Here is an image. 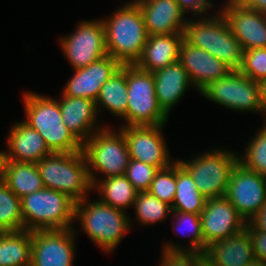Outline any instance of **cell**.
Segmentation results:
<instances>
[{"label":"cell","instance_id":"obj_1","mask_svg":"<svg viewBox=\"0 0 266 266\" xmlns=\"http://www.w3.org/2000/svg\"><path fill=\"white\" fill-rule=\"evenodd\" d=\"M101 19L105 27L107 54L121 65L136 64L142 56L148 33L139 5L131 0Z\"/></svg>","mask_w":266,"mask_h":266},{"label":"cell","instance_id":"obj_2","mask_svg":"<svg viewBox=\"0 0 266 266\" xmlns=\"http://www.w3.org/2000/svg\"><path fill=\"white\" fill-rule=\"evenodd\" d=\"M210 14L212 16L199 15L198 19H187L183 30L184 40L206 50L231 70H239L244 54L242 45L219 10L216 14Z\"/></svg>","mask_w":266,"mask_h":266},{"label":"cell","instance_id":"obj_3","mask_svg":"<svg viewBox=\"0 0 266 266\" xmlns=\"http://www.w3.org/2000/svg\"><path fill=\"white\" fill-rule=\"evenodd\" d=\"M22 99L26 114V120L23 121L43 137L52 153L83 150V144L64 124L57 99L27 91Z\"/></svg>","mask_w":266,"mask_h":266},{"label":"cell","instance_id":"obj_4","mask_svg":"<svg viewBox=\"0 0 266 266\" xmlns=\"http://www.w3.org/2000/svg\"><path fill=\"white\" fill-rule=\"evenodd\" d=\"M87 198L76 202L75 222L79 221L81 229L97 247L112 253L130 230L132 220L125 211L100 199L90 202Z\"/></svg>","mask_w":266,"mask_h":266},{"label":"cell","instance_id":"obj_5","mask_svg":"<svg viewBox=\"0 0 266 266\" xmlns=\"http://www.w3.org/2000/svg\"><path fill=\"white\" fill-rule=\"evenodd\" d=\"M44 187L70 196L78 202L93 191L84 152L52 153L36 163Z\"/></svg>","mask_w":266,"mask_h":266},{"label":"cell","instance_id":"obj_6","mask_svg":"<svg viewBox=\"0 0 266 266\" xmlns=\"http://www.w3.org/2000/svg\"><path fill=\"white\" fill-rule=\"evenodd\" d=\"M23 229L62 230L74 228L76 201L70 196L44 188L21 198Z\"/></svg>","mask_w":266,"mask_h":266},{"label":"cell","instance_id":"obj_7","mask_svg":"<svg viewBox=\"0 0 266 266\" xmlns=\"http://www.w3.org/2000/svg\"><path fill=\"white\" fill-rule=\"evenodd\" d=\"M82 151L87 160L92 185L99 179L96 174H103V179L125 175L130 155L120 129L116 132L106 125L83 143Z\"/></svg>","mask_w":266,"mask_h":266},{"label":"cell","instance_id":"obj_8","mask_svg":"<svg viewBox=\"0 0 266 266\" xmlns=\"http://www.w3.org/2000/svg\"><path fill=\"white\" fill-rule=\"evenodd\" d=\"M128 99L126 123L120 126L165 125L168 115L159 106L155 94L154 75L136 64H126Z\"/></svg>","mask_w":266,"mask_h":266},{"label":"cell","instance_id":"obj_9","mask_svg":"<svg viewBox=\"0 0 266 266\" xmlns=\"http://www.w3.org/2000/svg\"><path fill=\"white\" fill-rule=\"evenodd\" d=\"M238 154L230 149L213 148L188 161H177L190 173L199 192L211 199L225 196L230 174L239 161Z\"/></svg>","mask_w":266,"mask_h":266},{"label":"cell","instance_id":"obj_10","mask_svg":"<svg viewBox=\"0 0 266 266\" xmlns=\"http://www.w3.org/2000/svg\"><path fill=\"white\" fill-rule=\"evenodd\" d=\"M199 94L226 109L266 115L260 83L239 70L229 71L223 78L209 83Z\"/></svg>","mask_w":266,"mask_h":266},{"label":"cell","instance_id":"obj_11","mask_svg":"<svg viewBox=\"0 0 266 266\" xmlns=\"http://www.w3.org/2000/svg\"><path fill=\"white\" fill-rule=\"evenodd\" d=\"M70 35L59 39L62 52L73 70L83 68L107 55L102 20H82Z\"/></svg>","mask_w":266,"mask_h":266},{"label":"cell","instance_id":"obj_12","mask_svg":"<svg viewBox=\"0 0 266 266\" xmlns=\"http://www.w3.org/2000/svg\"><path fill=\"white\" fill-rule=\"evenodd\" d=\"M225 197L248 222L266 203V177L238 161L230 174Z\"/></svg>","mask_w":266,"mask_h":266},{"label":"cell","instance_id":"obj_13","mask_svg":"<svg viewBox=\"0 0 266 266\" xmlns=\"http://www.w3.org/2000/svg\"><path fill=\"white\" fill-rule=\"evenodd\" d=\"M75 228L32 232L31 266H74Z\"/></svg>","mask_w":266,"mask_h":266},{"label":"cell","instance_id":"obj_14","mask_svg":"<svg viewBox=\"0 0 266 266\" xmlns=\"http://www.w3.org/2000/svg\"><path fill=\"white\" fill-rule=\"evenodd\" d=\"M164 126L118 127L125 136L130 159L150 164L159 170L169 167L173 163V158L169 156L166 140L162 134Z\"/></svg>","mask_w":266,"mask_h":266},{"label":"cell","instance_id":"obj_15","mask_svg":"<svg viewBox=\"0 0 266 266\" xmlns=\"http://www.w3.org/2000/svg\"><path fill=\"white\" fill-rule=\"evenodd\" d=\"M224 6L219 10L243 50L265 48L266 14L247 8L237 0H227Z\"/></svg>","mask_w":266,"mask_h":266},{"label":"cell","instance_id":"obj_16","mask_svg":"<svg viewBox=\"0 0 266 266\" xmlns=\"http://www.w3.org/2000/svg\"><path fill=\"white\" fill-rule=\"evenodd\" d=\"M200 218L205 250L213 242L241 232L247 224L225 196L207 199Z\"/></svg>","mask_w":266,"mask_h":266},{"label":"cell","instance_id":"obj_17","mask_svg":"<svg viewBox=\"0 0 266 266\" xmlns=\"http://www.w3.org/2000/svg\"><path fill=\"white\" fill-rule=\"evenodd\" d=\"M121 66L112 56L106 55L86 67L75 69L74 75L63 88V94L97 100L101 87Z\"/></svg>","mask_w":266,"mask_h":266},{"label":"cell","instance_id":"obj_18","mask_svg":"<svg viewBox=\"0 0 266 266\" xmlns=\"http://www.w3.org/2000/svg\"><path fill=\"white\" fill-rule=\"evenodd\" d=\"M198 93L209 83L223 78L231 69L209 52L187 43L181 44L179 60Z\"/></svg>","mask_w":266,"mask_h":266},{"label":"cell","instance_id":"obj_19","mask_svg":"<svg viewBox=\"0 0 266 266\" xmlns=\"http://www.w3.org/2000/svg\"><path fill=\"white\" fill-rule=\"evenodd\" d=\"M140 7L148 35L183 33L186 12L177 0H134Z\"/></svg>","mask_w":266,"mask_h":266},{"label":"cell","instance_id":"obj_20","mask_svg":"<svg viewBox=\"0 0 266 266\" xmlns=\"http://www.w3.org/2000/svg\"><path fill=\"white\" fill-rule=\"evenodd\" d=\"M59 107L61 118L72 134L83 144L105 125H97L98 111L92 99L71 97L61 93ZM97 122V123H96Z\"/></svg>","mask_w":266,"mask_h":266},{"label":"cell","instance_id":"obj_21","mask_svg":"<svg viewBox=\"0 0 266 266\" xmlns=\"http://www.w3.org/2000/svg\"><path fill=\"white\" fill-rule=\"evenodd\" d=\"M7 151H0V161L37 163L52 152L43 137L24 121L14 123L9 130Z\"/></svg>","mask_w":266,"mask_h":266},{"label":"cell","instance_id":"obj_22","mask_svg":"<svg viewBox=\"0 0 266 266\" xmlns=\"http://www.w3.org/2000/svg\"><path fill=\"white\" fill-rule=\"evenodd\" d=\"M153 75L157 102L169 116L170 111L182 99L188 87L194 86L179 61L153 72Z\"/></svg>","mask_w":266,"mask_h":266},{"label":"cell","instance_id":"obj_23","mask_svg":"<svg viewBox=\"0 0 266 266\" xmlns=\"http://www.w3.org/2000/svg\"><path fill=\"white\" fill-rule=\"evenodd\" d=\"M183 33L148 35L144 50L136 65L145 71L155 72L179 60Z\"/></svg>","mask_w":266,"mask_h":266},{"label":"cell","instance_id":"obj_24","mask_svg":"<svg viewBox=\"0 0 266 266\" xmlns=\"http://www.w3.org/2000/svg\"><path fill=\"white\" fill-rule=\"evenodd\" d=\"M204 256L215 266H246L255 258L249 231L210 244Z\"/></svg>","mask_w":266,"mask_h":266},{"label":"cell","instance_id":"obj_25","mask_svg":"<svg viewBox=\"0 0 266 266\" xmlns=\"http://www.w3.org/2000/svg\"><path fill=\"white\" fill-rule=\"evenodd\" d=\"M0 178L19 198L45 188L36 163L0 161Z\"/></svg>","mask_w":266,"mask_h":266},{"label":"cell","instance_id":"obj_26","mask_svg":"<svg viewBox=\"0 0 266 266\" xmlns=\"http://www.w3.org/2000/svg\"><path fill=\"white\" fill-rule=\"evenodd\" d=\"M126 82V64L121 65L101 87L96 102L98 114L100 107L105 108L115 117L126 121V107L128 97Z\"/></svg>","mask_w":266,"mask_h":266},{"label":"cell","instance_id":"obj_27","mask_svg":"<svg viewBox=\"0 0 266 266\" xmlns=\"http://www.w3.org/2000/svg\"><path fill=\"white\" fill-rule=\"evenodd\" d=\"M32 231H0V266H31Z\"/></svg>","mask_w":266,"mask_h":266},{"label":"cell","instance_id":"obj_28","mask_svg":"<svg viewBox=\"0 0 266 266\" xmlns=\"http://www.w3.org/2000/svg\"><path fill=\"white\" fill-rule=\"evenodd\" d=\"M94 190H98L103 203L122 211L133 208L138 193L125 175L97 179Z\"/></svg>","mask_w":266,"mask_h":266},{"label":"cell","instance_id":"obj_29","mask_svg":"<svg viewBox=\"0 0 266 266\" xmlns=\"http://www.w3.org/2000/svg\"><path fill=\"white\" fill-rule=\"evenodd\" d=\"M206 200L190 173L176 160V194L172 211L200 214L205 208Z\"/></svg>","mask_w":266,"mask_h":266},{"label":"cell","instance_id":"obj_30","mask_svg":"<svg viewBox=\"0 0 266 266\" xmlns=\"http://www.w3.org/2000/svg\"><path fill=\"white\" fill-rule=\"evenodd\" d=\"M172 226L179 235L185 233L184 235L189 236L190 243L186 246H181L179 244H174L173 242H167L163 247L162 251L169 252H196L200 254H205L204 249V237L202 235V226L200 214L193 213H183L179 211H172L171 213ZM183 228V229H181ZM177 230V231H176ZM186 230V231H184ZM183 231V232H182ZM181 235V236H182Z\"/></svg>","mask_w":266,"mask_h":266},{"label":"cell","instance_id":"obj_31","mask_svg":"<svg viewBox=\"0 0 266 266\" xmlns=\"http://www.w3.org/2000/svg\"><path fill=\"white\" fill-rule=\"evenodd\" d=\"M133 208L137 222L141 226H148L162 222L171 216L172 208L169 204L160 201L148 191L138 192Z\"/></svg>","mask_w":266,"mask_h":266},{"label":"cell","instance_id":"obj_32","mask_svg":"<svg viewBox=\"0 0 266 266\" xmlns=\"http://www.w3.org/2000/svg\"><path fill=\"white\" fill-rule=\"evenodd\" d=\"M23 229L21 198L0 178V231Z\"/></svg>","mask_w":266,"mask_h":266},{"label":"cell","instance_id":"obj_33","mask_svg":"<svg viewBox=\"0 0 266 266\" xmlns=\"http://www.w3.org/2000/svg\"><path fill=\"white\" fill-rule=\"evenodd\" d=\"M248 142L245 152L238 154L239 162L247 169L266 177V124Z\"/></svg>","mask_w":266,"mask_h":266},{"label":"cell","instance_id":"obj_34","mask_svg":"<svg viewBox=\"0 0 266 266\" xmlns=\"http://www.w3.org/2000/svg\"><path fill=\"white\" fill-rule=\"evenodd\" d=\"M148 192L172 206L176 194V160L155 174Z\"/></svg>","mask_w":266,"mask_h":266},{"label":"cell","instance_id":"obj_35","mask_svg":"<svg viewBox=\"0 0 266 266\" xmlns=\"http://www.w3.org/2000/svg\"><path fill=\"white\" fill-rule=\"evenodd\" d=\"M239 71L255 82L266 79V47L245 50Z\"/></svg>","mask_w":266,"mask_h":266},{"label":"cell","instance_id":"obj_36","mask_svg":"<svg viewBox=\"0 0 266 266\" xmlns=\"http://www.w3.org/2000/svg\"><path fill=\"white\" fill-rule=\"evenodd\" d=\"M159 169L150 164L130 159L125 176L138 192L148 191Z\"/></svg>","mask_w":266,"mask_h":266},{"label":"cell","instance_id":"obj_37","mask_svg":"<svg viewBox=\"0 0 266 266\" xmlns=\"http://www.w3.org/2000/svg\"><path fill=\"white\" fill-rule=\"evenodd\" d=\"M160 266H200L204 254L196 252L162 251Z\"/></svg>","mask_w":266,"mask_h":266},{"label":"cell","instance_id":"obj_38","mask_svg":"<svg viewBox=\"0 0 266 266\" xmlns=\"http://www.w3.org/2000/svg\"><path fill=\"white\" fill-rule=\"evenodd\" d=\"M245 228L249 231L255 258L266 259V232L253 230L248 224Z\"/></svg>","mask_w":266,"mask_h":266},{"label":"cell","instance_id":"obj_39","mask_svg":"<svg viewBox=\"0 0 266 266\" xmlns=\"http://www.w3.org/2000/svg\"><path fill=\"white\" fill-rule=\"evenodd\" d=\"M180 7L185 11L193 12L192 16L196 18L198 15H207L209 9H212L213 3L211 0H177ZM207 11V12H206Z\"/></svg>","mask_w":266,"mask_h":266},{"label":"cell","instance_id":"obj_40","mask_svg":"<svg viewBox=\"0 0 266 266\" xmlns=\"http://www.w3.org/2000/svg\"><path fill=\"white\" fill-rule=\"evenodd\" d=\"M253 229L266 232V203L261 209L247 222Z\"/></svg>","mask_w":266,"mask_h":266},{"label":"cell","instance_id":"obj_41","mask_svg":"<svg viewBox=\"0 0 266 266\" xmlns=\"http://www.w3.org/2000/svg\"><path fill=\"white\" fill-rule=\"evenodd\" d=\"M243 6L266 14V0H237Z\"/></svg>","mask_w":266,"mask_h":266},{"label":"cell","instance_id":"obj_42","mask_svg":"<svg viewBox=\"0 0 266 266\" xmlns=\"http://www.w3.org/2000/svg\"><path fill=\"white\" fill-rule=\"evenodd\" d=\"M261 93H262V102L266 111V79L263 80L261 83Z\"/></svg>","mask_w":266,"mask_h":266},{"label":"cell","instance_id":"obj_43","mask_svg":"<svg viewBox=\"0 0 266 266\" xmlns=\"http://www.w3.org/2000/svg\"><path fill=\"white\" fill-rule=\"evenodd\" d=\"M246 266H263V264L260 259L254 258Z\"/></svg>","mask_w":266,"mask_h":266},{"label":"cell","instance_id":"obj_44","mask_svg":"<svg viewBox=\"0 0 266 266\" xmlns=\"http://www.w3.org/2000/svg\"><path fill=\"white\" fill-rule=\"evenodd\" d=\"M200 266H215L212 262H210L205 256L201 258Z\"/></svg>","mask_w":266,"mask_h":266},{"label":"cell","instance_id":"obj_45","mask_svg":"<svg viewBox=\"0 0 266 266\" xmlns=\"http://www.w3.org/2000/svg\"><path fill=\"white\" fill-rule=\"evenodd\" d=\"M263 266H266V259L261 260Z\"/></svg>","mask_w":266,"mask_h":266}]
</instances>
